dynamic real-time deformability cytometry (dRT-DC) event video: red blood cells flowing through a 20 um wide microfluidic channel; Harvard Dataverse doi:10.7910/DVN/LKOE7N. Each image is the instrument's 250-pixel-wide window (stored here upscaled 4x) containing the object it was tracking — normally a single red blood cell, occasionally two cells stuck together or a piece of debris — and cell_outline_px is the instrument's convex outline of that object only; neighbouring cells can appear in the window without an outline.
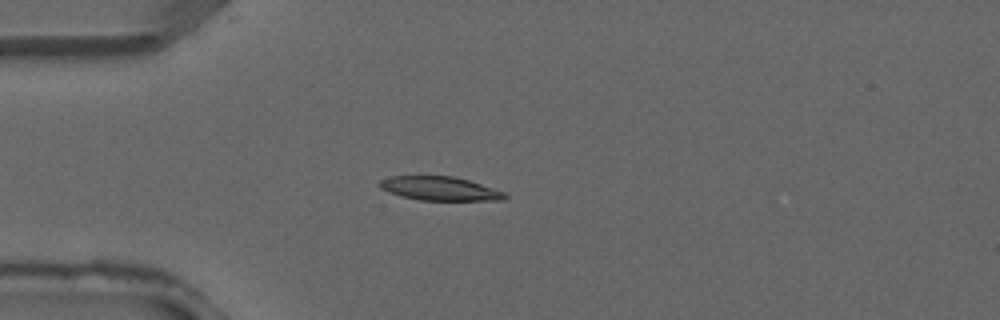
{"species": "common noctule bat (a hibernating species)", "species_latin": "Nyctalus noctula", "temperature_condition": "warm", "stored_images_in_passage": 4, "camera_frame_rate_fps": 3000, "um_per_image_px": 0.085, "animal": {"sex": "male", "forearm_length_mm": 52.5}, "frame": {"image": 1, "passage_image": 4, "time_ms": 1.0, "image_size_px": [1000, 320], "cell_outline_px": [[508, 196], [504, 200], [420, 200], [400, 196], [388, 192], [380, 188], [376, 184], [380, 180], [392, 176], [452, 176], [468, 180], [504, 192]], "centroid_in_image_um": [37.33, 16.03], "position_along_channel_um": 47.7, "area_um2": 17.34}}